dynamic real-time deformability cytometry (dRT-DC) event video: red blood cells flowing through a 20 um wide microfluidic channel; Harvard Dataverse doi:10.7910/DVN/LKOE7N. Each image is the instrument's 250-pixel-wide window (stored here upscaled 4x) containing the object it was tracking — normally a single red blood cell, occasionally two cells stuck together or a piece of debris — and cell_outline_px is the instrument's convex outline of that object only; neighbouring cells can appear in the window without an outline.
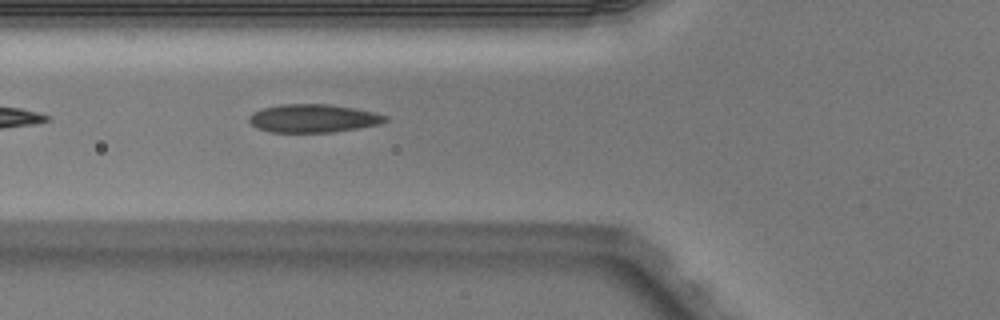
{"species": "Egyptian fruit bat (a non-hibernating species)", "species_latin": "Rousettus aegyptiacus", "temperature_condition": "warm", "stored_images_in_passage": 2, "camera_frame_rate_fps": 3000, "um_per_image_px": 0.085, "animal": {"sex": "male"}, "frame": {"image": 1, "passage_image": 2, "time_ms": 0.333, "image_size_px": [1000, 320], "cell_outline_px": [[388, 120], [380, 124], [360, 128], [332, 132], [272, 132], [256, 128], [248, 120], [248, 116], [252, 112], [260, 108], [280, 104], [332, 104], [372, 112], [388, 116]], "centroid_in_image_um": [26.59, 10.05], "position_along_channel_um": 99.2, "area_um2": 22.54}}